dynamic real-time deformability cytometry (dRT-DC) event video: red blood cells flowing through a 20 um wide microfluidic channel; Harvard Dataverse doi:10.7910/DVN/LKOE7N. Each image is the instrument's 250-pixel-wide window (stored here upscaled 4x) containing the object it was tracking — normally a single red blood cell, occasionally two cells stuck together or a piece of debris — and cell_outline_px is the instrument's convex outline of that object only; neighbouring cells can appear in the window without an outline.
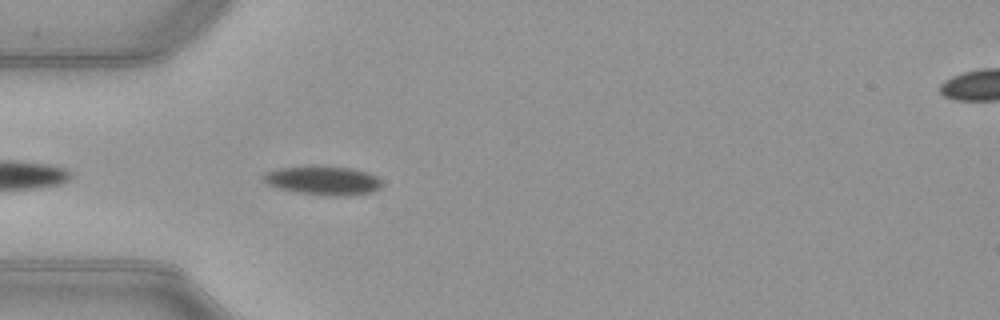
{"species": "common noctule bat (a hibernating species)", "species_latin": "Nyctalus noctula", "temperature_condition": "warm", "stored_images_in_passage": 15, "camera_frame_rate_fps": 3000, "um_per_image_px": 0.085, "animal": {"sex": "female", "body_mass_g": 21.9}, "frame": {"image": 1, "passage_image": 3, "time_ms": 0.667, "image_size_px": [1000, 320], "cell_outline_px": [[380, 188], [372, 192], [340, 196], [328, 196], [296, 192], [280, 188], [268, 184], [264, 180], [264, 176], [268, 172], [280, 168], [352, 168], [368, 172], [376, 176], [380, 180]], "centroid_in_image_um": [27.52, 15.38], "position_along_channel_um": 57.5, "area_um2": 19.02}}
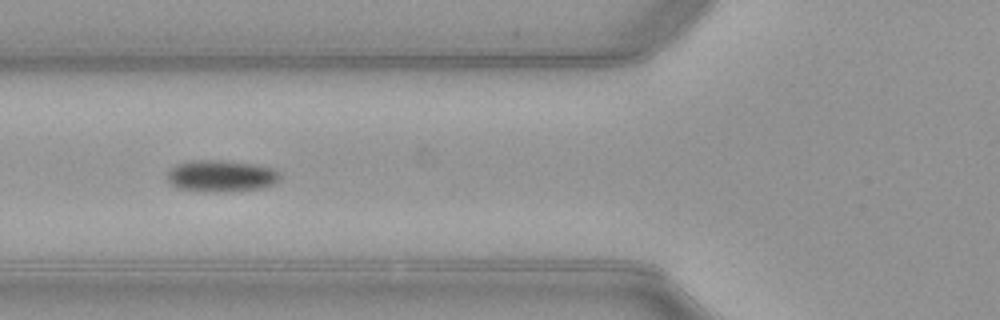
{"frame": {"image": 2, "passage_image": 7, "time_ms": 2.0, "image_size_px": [1000, 320], "cell_outline_px": [[280, 180], [276, 184], [260, 188], [228, 192], [212, 192], [176, 188], [168, 180], [168, 172], [176, 164], [192, 160], [220, 160], [256, 164], [276, 168], [280, 176]], "centroid_in_image_um": [18.85, 14.96], "position_along_channel_um": 107.0, "area_um2": 21.04}}
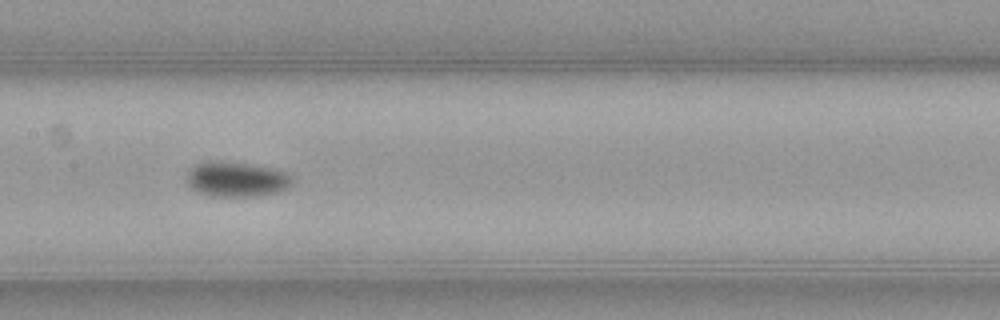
{"frame": {"image": 3, "passage_image": 13, "time_ms": 4.0, "image_size_px": [1000, 320], "cell_outline_px": [[292, 184], [280, 192], [256, 196], [212, 196], [200, 192], [192, 188], [188, 184], [188, 172], [196, 164], [212, 160], [244, 164], [268, 168], [284, 172], [292, 176]], "centroid_in_image_um": [20.11, 15.25], "position_along_channel_um": 187.3, "area_um2": 21.04}}